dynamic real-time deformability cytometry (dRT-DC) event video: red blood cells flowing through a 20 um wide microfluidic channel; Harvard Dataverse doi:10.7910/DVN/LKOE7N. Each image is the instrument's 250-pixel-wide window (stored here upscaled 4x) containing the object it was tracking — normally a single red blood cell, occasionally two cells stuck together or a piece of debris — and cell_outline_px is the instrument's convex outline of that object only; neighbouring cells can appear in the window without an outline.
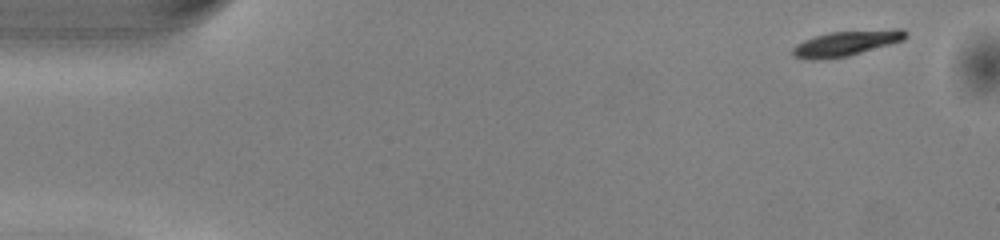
{"species": "common noctule bat (a hibernating species)", "species_latin": "Nyctalus noctula", "temperature_condition": "warm", "stored_images_in_passage": 49, "camera_frame_rate_fps": 3000, "um_per_image_px": 0.085, "animal": {"sex": "male", "body_mass_g": 13.0, "forearm_length_mm": 53.1}, "frame": {"image": 1, "passage_image": 1, "time_ms": 0.0, "image_size_px": [1000, 240], "cell_outline_px": [[908, 36], [904, 40], [848, 56], [824, 60], [804, 60], [792, 56], [792, 48], [796, 44], [804, 40], [828, 32], [896, 28], [904, 28], [908, 32]], "centroid_in_image_um": [71.93, 3.68], "position_along_channel_um": 13.1, "area_um2": 17.05}}
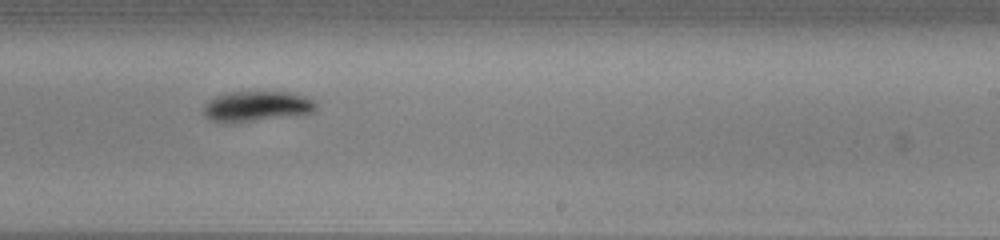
{"frame": {"image": 2, "passage_image": 29, "time_ms": 9.333, "image_size_px": [1000, 240], "cell_outline_px": [[316, 108], [312, 112], [252, 120], [212, 120], [204, 112], [204, 104], [216, 96], [228, 92], [292, 92], [316, 100]], "centroid_in_image_um": [21.88, 8.97], "position_along_channel_um": 267.1, "area_um2": 18.84}}
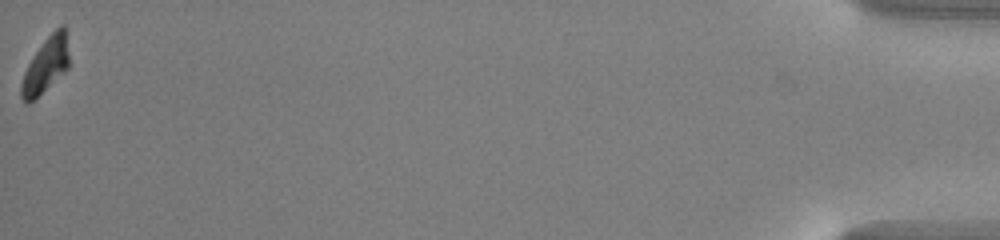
{"frame": {"image": 3, "passage_image": 49, "time_ms": 16.0, "image_size_px": [1000, 240], "cell_outline_px": [[68, 68], [64, 72], [28, 104], [20, 96], [20, 88], [24, 72], [28, 64], [44, 40], [60, 24], [64, 24], [68, 52]], "centroid_in_image_um": [3.88, 5.52], "position_along_channel_um": 431.3, "area_um2": 14.91}, "authors_computed_cell_mechanics": {"area_um2": 18.1492, "velocity_mm_per_s": 4.0207, "shape_relaxation_time_tau1_ms": 1.3934, "shape_relaxation_time_tau2_ms": null, "deformation_change_tau1": 0.1239, "deformation_change_tau2": null}}